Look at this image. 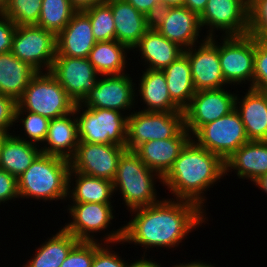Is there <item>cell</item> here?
Returning <instances> with one entry per match:
<instances>
[{"instance_id":"1","label":"cell","mask_w":267,"mask_h":267,"mask_svg":"<svg viewBox=\"0 0 267 267\" xmlns=\"http://www.w3.org/2000/svg\"><path fill=\"white\" fill-rule=\"evenodd\" d=\"M129 213L132 217L123 224L122 244L143 247L141 256H147L153 248L174 251L210 218L197 204L171 197Z\"/></svg>"},{"instance_id":"2","label":"cell","mask_w":267,"mask_h":267,"mask_svg":"<svg viewBox=\"0 0 267 267\" xmlns=\"http://www.w3.org/2000/svg\"><path fill=\"white\" fill-rule=\"evenodd\" d=\"M221 179H226L225 161L191 138L163 177L162 186L173 199L190 201L206 212L207 192Z\"/></svg>"},{"instance_id":"3","label":"cell","mask_w":267,"mask_h":267,"mask_svg":"<svg viewBox=\"0 0 267 267\" xmlns=\"http://www.w3.org/2000/svg\"><path fill=\"white\" fill-rule=\"evenodd\" d=\"M70 161L41 153L17 179L19 199L67 202Z\"/></svg>"},{"instance_id":"4","label":"cell","mask_w":267,"mask_h":267,"mask_svg":"<svg viewBox=\"0 0 267 267\" xmlns=\"http://www.w3.org/2000/svg\"><path fill=\"white\" fill-rule=\"evenodd\" d=\"M112 182L114 193L120 194L119 199L123 201L122 204L128 212L157 203L162 198L157 191L156 183L162 184L163 178L150 170L131 150H125L120 156L117 172Z\"/></svg>"},{"instance_id":"5","label":"cell","mask_w":267,"mask_h":267,"mask_svg":"<svg viewBox=\"0 0 267 267\" xmlns=\"http://www.w3.org/2000/svg\"><path fill=\"white\" fill-rule=\"evenodd\" d=\"M115 207L112 204L102 203H69L66 207L64 205L65 211L67 210L69 214V220L62 227L78 241L100 243L122 241L123 225L121 224L117 229L111 225L116 218ZM110 227H113L111 231L108 230ZM97 234L101 235L100 239Z\"/></svg>"},{"instance_id":"6","label":"cell","mask_w":267,"mask_h":267,"mask_svg":"<svg viewBox=\"0 0 267 267\" xmlns=\"http://www.w3.org/2000/svg\"><path fill=\"white\" fill-rule=\"evenodd\" d=\"M75 102L49 72H37L17 101L16 110L37 113L49 120L74 111Z\"/></svg>"},{"instance_id":"7","label":"cell","mask_w":267,"mask_h":267,"mask_svg":"<svg viewBox=\"0 0 267 267\" xmlns=\"http://www.w3.org/2000/svg\"><path fill=\"white\" fill-rule=\"evenodd\" d=\"M74 112L80 142L126 147V114L116 110L88 108L80 103L75 104Z\"/></svg>"},{"instance_id":"8","label":"cell","mask_w":267,"mask_h":267,"mask_svg":"<svg viewBox=\"0 0 267 267\" xmlns=\"http://www.w3.org/2000/svg\"><path fill=\"white\" fill-rule=\"evenodd\" d=\"M219 60L225 82L229 86L252 88L254 74L255 38L219 36ZM244 84V86H242ZM246 84V85H245ZM240 85V86H239Z\"/></svg>"},{"instance_id":"9","label":"cell","mask_w":267,"mask_h":267,"mask_svg":"<svg viewBox=\"0 0 267 267\" xmlns=\"http://www.w3.org/2000/svg\"><path fill=\"white\" fill-rule=\"evenodd\" d=\"M184 112L134 110L127 118L126 150L147 141L174 138L184 128Z\"/></svg>"},{"instance_id":"10","label":"cell","mask_w":267,"mask_h":267,"mask_svg":"<svg viewBox=\"0 0 267 267\" xmlns=\"http://www.w3.org/2000/svg\"><path fill=\"white\" fill-rule=\"evenodd\" d=\"M191 138L224 161L249 141L244 124L235 109L216 121L201 126Z\"/></svg>"},{"instance_id":"11","label":"cell","mask_w":267,"mask_h":267,"mask_svg":"<svg viewBox=\"0 0 267 267\" xmlns=\"http://www.w3.org/2000/svg\"><path fill=\"white\" fill-rule=\"evenodd\" d=\"M206 37L242 36L249 29V0H208L199 15ZM220 31V32H219Z\"/></svg>"},{"instance_id":"12","label":"cell","mask_w":267,"mask_h":267,"mask_svg":"<svg viewBox=\"0 0 267 267\" xmlns=\"http://www.w3.org/2000/svg\"><path fill=\"white\" fill-rule=\"evenodd\" d=\"M37 72L50 71L57 54L56 35L36 25H19L10 50Z\"/></svg>"},{"instance_id":"13","label":"cell","mask_w":267,"mask_h":267,"mask_svg":"<svg viewBox=\"0 0 267 267\" xmlns=\"http://www.w3.org/2000/svg\"><path fill=\"white\" fill-rule=\"evenodd\" d=\"M131 75L133 74L128 72L121 75H100L96 87L80 104L88 108L116 110L129 116L138 107L135 77L132 78Z\"/></svg>"},{"instance_id":"14","label":"cell","mask_w":267,"mask_h":267,"mask_svg":"<svg viewBox=\"0 0 267 267\" xmlns=\"http://www.w3.org/2000/svg\"><path fill=\"white\" fill-rule=\"evenodd\" d=\"M229 87L195 92L189 105L183 110L184 126L191 136L201 126L216 121L235 109L237 90L232 92L233 86L231 90Z\"/></svg>"},{"instance_id":"15","label":"cell","mask_w":267,"mask_h":267,"mask_svg":"<svg viewBox=\"0 0 267 267\" xmlns=\"http://www.w3.org/2000/svg\"><path fill=\"white\" fill-rule=\"evenodd\" d=\"M152 26L184 50L207 38L202 33L199 15L185 6L162 8L152 20Z\"/></svg>"},{"instance_id":"16","label":"cell","mask_w":267,"mask_h":267,"mask_svg":"<svg viewBox=\"0 0 267 267\" xmlns=\"http://www.w3.org/2000/svg\"><path fill=\"white\" fill-rule=\"evenodd\" d=\"M218 39V40H217ZM184 52L188 56L195 91L228 87L219 60V38L207 37Z\"/></svg>"},{"instance_id":"17","label":"cell","mask_w":267,"mask_h":267,"mask_svg":"<svg viewBox=\"0 0 267 267\" xmlns=\"http://www.w3.org/2000/svg\"><path fill=\"white\" fill-rule=\"evenodd\" d=\"M126 147L116 144L79 142L70 161V171L113 181Z\"/></svg>"},{"instance_id":"18","label":"cell","mask_w":267,"mask_h":267,"mask_svg":"<svg viewBox=\"0 0 267 267\" xmlns=\"http://www.w3.org/2000/svg\"><path fill=\"white\" fill-rule=\"evenodd\" d=\"M49 72L75 103H81L100 78L88 58L56 56Z\"/></svg>"},{"instance_id":"19","label":"cell","mask_w":267,"mask_h":267,"mask_svg":"<svg viewBox=\"0 0 267 267\" xmlns=\"http://www.w3.org/2000/svg\"><path fill=\"white\" fill-rule=\"evenodd\" d=\"M135 82L136 105L142 103L145 112H183L171 99L162 70L143 69ZM141 76V77H140ZM138 85V86H137ZM138 89V90H137ZM140 96V97H138ZM139 98V99H138Z\"/></svg>"},{"instance_id":"20","label":"cell","mask_w":267,"mask_h":267,"mask_svg":"<svg viewBox=\"0 0 267 267\" xmlns=\"http://www.w3.org/2000/svg\"><path fill=\"white\" fill-rule=\"evenodd\" d=\"M190 139L191 135L184 127L174 138L144 142L134 152L150 170L163 178Z\"/></svg>"},{"instance_id":"21","label":"cell","mask_w":267,"mask_h":267,"mask_svg":"<svg viewBox=\"0 0 267 267\" xmlns=\"http://www.w3.org/2000/svg\"><path fill=\"white\" fill-rule=\"evenodd\" d=\"M237 95L235 110L239 114L249 141H267V92L244 89Z\"/></svg>"},{"instance_id":"22","label":"cell","mask_w":267,"mask_h":267,"mask_svg":"<svg viewBox=\"0 0 267 267\" xmlns=\"http://www.w3.org/2000/svg\"><path fill=\"white\" fill-rule=\"evenodd\" d=\"M95 44L89 16L84 11H76L56 36V56L88 58Z\"/></svg>"},{"instance_id":"23","label":"cell","mask_w":267,"mask_h":267,"mask_svg":"<svg viewBox=\"0 0 267 267\" xmlns=\"http://www.w3.org/2000/svg\"><path fill=\"white\" fill-rule=\"evenodd\" d=\"M142 62L144 69L163 70L184 53L179 45L171 42L161 35L155 27L151 26L139 43L131 50Z\"/></svg>"},{"instance_id":"24","label":"cell","mask_w":267,"mask_h":267,"mask_svg":"<svg viewBox=\"0 0 267 267\" xmlns=\"http://www.w3.org/2000/svg\"><path fill=\"white\" fill-rule=\"evenodd\" d=\"M255 182L267 173V141H248L225 161V175Z\"/></svg>"},{"instance_id":"25","label":"cell","mask_w":267,"mask_h":267,"mask_svg":"<svg viewBox=\"0 0 267 267\" xmlns=\"http://www.w3.org/2000/svg\"><path fill=\"white\" fill-rule=\"evenodd\" d=\"M115 22L116 40L132 50L152 26V20L126 0H107Z\"/></svg>"},{"instance_id":"26","label":"cell","mask_w":267,"mask_h":267,"mask_svg":"<svg viewBox=\"0 0 267 267\" xmlns=\"http://www.w3.org/2000/svg\"><path fill=\"white\" fill-rule=\"evenodd\" d=\"M75 112L49 121L47 137L40 147L41 152L70 160L79 144Z\"/></svg>"},{"instance_id":"27","label":"cell","mask_w":267,"mask_h":267,"mask_svg":"<svg viewBox=\"0 0 267 267\" xmlns=\"http://www.w3.org/2000/svg\"><path fill=\"white\" fill-rule=\"evenodd\" d=\"M113 196L115 197L111 180L76 171L69 172L67 203L113 204L115 202Z\"/></svg>"},{"instance_id":"28","label":"cell","mask_w":267,"mask_h":267,"mask_svg":"<svg viewBox=\"0 0 267 267\" xmlns=\"http://www.w3.org/2000/svg\"><path fill=\"white\" fill-rule=\"evenodd\" d=\"M1 168L18 179L42 153L37 145L13 134L0 135Z\"/></svg>"},{"instance_id":"29","label":"cell","mask_w":267,"mask_h":267,"mask_svg":"<svg viewBox=\"0 0 267 267\" xmlns=\"http://www.w3.org/2000/svg\"><path fill=\"white\" fill-rule=\"evenodd\" d=\"M36 73L32 66L21 61L11 51L0 53V94L17 102Z\"/></svg>"},{"instance_id":"30","label":"cell","mask_w":267,"mask_h":267,"mask_svg":"<svg viewBox=\"0 0 267 267\" xmlns=\"http://www.w3.org/2000/svg\"><path fill=\"white\" fill-rule=\"evenodd\" d=\"M42 241L35 247L33 256L21 267H60L71 249L79 242L72 234L62 226L55 234Z\"/></svg>"},{"instance_id":"31","label":"cell","mask_w":267,"mask_h":267,"mask_svg":"<svg viewBox=\"0 0 267 267\" xmlns=\"http://www.w3.org/2000/svg\"><path fill=\"white\" fill-rule=\"evenodd\" d=\"M130 52L126 45L117 40L101 41L96 42L88 59L100 75H121L129 72L131 65L128 61H132L128 58Z\"/></svg>"},{"instance_id":"32","label":"cell","mask_w":267,"mask_h":267,"mask_svg":"<svg viewBox=\"0 0 267 267\" xmlns=\"http://www.w3.org/2000/svg\"><path fill=\"white\" fill-rule=\"evenodd\" d=\"M162 71L172 101L183 111L196 92L187 54L184 52Z\"/></svg>"},{"instance_id":"33","label":"cell","mask_w":267,"mask_h":267,"mask_svg":"<svg viewBox=\"0 0 267 267\" xmlns=\"http://www.w3.org/2000/svg\"><path fill=\"white\" fill-rule=\"evenodd\" d=\"M49 121L48 118L37 113L25 110H15V124L12 134L27 143L41 147L47 137ZM15 126H17V128H15ZM19 126L21 127L19 128L21 132L17 130Z\"/></svg>"},{"instance_id":"34","label":"cell","mask_w":267,"mask_h":267,"mask_svg":"<svg viewBox=\"0 0 267 267\" xmlns=\"http://www.w3.org/2000/svg\"><path fill=\"white\" fill-rule=\"evenodd\" d=\"M76 11L70 0H42L40 18L36 26L57 36L70 22Z\"/></svg>"},{"instance_id":"35","label":"cell","mask_w":267,"mask_h":267,"mask_svg":"<svg viewBox=\"0 0 267 267\" xmlns=\"http://www.w3.org/2000/svg\"><path fill=\"white\" fill-rule=\"evenodd\" d=\"M90 19L96 42L116 40L115 22L110 4L106 1L83 10Z\"/></svg>"},{"instance_id":"36","label":"cell","mask_w":267,"mask_h":267,"mask_svg":"<svg viewBox=\"0 0 267 267\" xmlns=\"http://www.w3.org/2000/svg\"><path fill=\"white\" fill-rule=\"evenodd\" d=\"M42 0H7L5 15L16 25H36Z\"/></svg>"},{"instance_id":"37","label":"cell","mask_w":267,"mask_h":267,"mask_svg":"<svg viewBox=\"0 0 267 267\" xmlns=\"http://www.w3.org/2000/svg\"><path fill=\"white\" fill-rule=\"evenodd\" d=\"M248 34L258 41L267 42V0H249Z\"/></svg>"},{"instance_id":"38","label":"cell","mask_w":267,"mask_h":267,"mask_svg":"<svg viewBox=\"0 0 267 267\" xmlns=\"http://www.w3.org/2000/svg\"><path fill=\"white\" fill-rule=\"evenodd\" d=\"M122 245V241L115 243L95 242V254L92 267H129L130 262L125 260L119 252L114 251V247ZM120 255V256H119Z\"/></svg>"},{"instance_id":"39","label":"cell","mask_w":267,"mask_h":267,"mask_svg":"<svg viewBox=\"0 0 267 267\" xmlns=\"http://www.w3.org/2000/svg\"><path fill=\"white\" fill-rule=\"evenodd\" d=\"M252 89L267 92V42L256 39Z\"/></svg>"},{"instance_id":"40","label":"cell","mask_w":267,"mask_h":267,"mask_svg":"<svg viewBox=\"0 0 267 267\" xmlns=\"http://www.w3.org/2000/svg\"><path fill=\"white\" fill-rule=\"evenodd\" d=\"M94 254L95 242L79 241L60 267H92Z\"/></svg>"},{"instance_id":"41","label":"cell","mask_w":267,"mask_h":267,"mask_svg":"<svg viewBox=\"0 0 267 267\" xmlns=\"http://www.w3.org/2000/svg\"><path fill=\"white\" fill-rule=\"evenodd\" d=\"M16 106L13 98L0 94V135L12 134Z\"/></svg>"},{"instance_id":"42","label":"cell","mask_w":267,"mask_h":267,"mask_svg":"<svg viewBox=\"0 0 267 267\" xmlns=\"http://www.w3.org/2000/svg\"><path fill=\"white\" fill-rule=\"evenodd\" d=\"M16 200L19 201L17 178L0 169V205L8 204L9 201L13 203Z\"/></svg>"},{"instance_id":"43","label":"cell","mask_w":267,"mask_h":267,"mask_svg":"<svg viewBox=\"0 0 267 267\" xmlns=\"http://www.w3.org/2000/svg\"><path fill=\"white\" fill-rule=\"evenodd\" d=\"M16 25L5 15H0V53L10 52Z\"/></svg>"},{"instance_id":"44","label":"cell","mask_w":267,"mask_h":267,"mask_svg":"<svg viewBox=\"0 0 267 267\" xmlns=\"http://www.w3.org/2000/svg\"><path fill=\"white\" fill-rule=\"evenodd\" d=\"M137 11L153 20L157 13L162 9L160 0H126Z\"/></svg>"},{"instance_id":"45","label":"cell","mask_w":267,"mask_h":267,"mask_svg":"<svg viewBox=\"0 0 267 267\" xmlns=\"http://www.w3.org/2000/svg\"><path fill=\"white\" fill-rule=\"evenodd\" d=\"M150 257L151 256H149V258L147 256H140L139 258L137 256L136 260H130L129 267H164V265L155 261L156 258L153 259V256L151 258Z\"/></svg>"},{"instance_id":"46","label":"cell","mask_w":267,"mask_h":267,"mask_svg":"<svg viewBox=\"0 0 267 267\" xmlns=\"http://www.w3.org/2000/svg\"><path fill=\"white\" fill-rule=\"evenodd\" d=\"M207 2L208 0H184V6L200 15L204 11Z\"/></svg>"},{"instance_id":"47","label":"cell","mask_w":267,"mask_h":267,"mask_svg":"<svg viewBox=\"0 0 267 267\" xmlns=\"http://www.w3.org/2000/svg\"><path fill=\"white\" fill-rule=\"evenodd\" d=\"M107 0H70L71 4L77 11H83L91 6L106 2Z\"/></svg>"},{"instance_id":"48","label":"cell","mask_w":267,"mask_h":267,"mask_svg":"<svg viewBox=\"0 0 267 267\" xmlns=\"http://www.w3.org/2000/svg\"><path fill=\"white\" fill-rule=\"evenodd\" d=\"M209 261H205L204 262V260H201V259H197V260H195L194 259V261H190V262H178L177 264H175V262L173 263V265L172 266H170V267H216L217 265L216 264H212L211 262H209ZM175 264V265H174Z\"/></svg>"},{"instance_id":"49","label":"cell","mask_w":267,"mask_h":267,"mask_svg":"<svg viewBox=\"0 0 267 267\" xmlns=\"http://www.w3.org/2000/svg\"><path fill=\"white\" fill-rule=\"evenodd\" d=\"M254 186L259 188L264 194L267 195V173L261 175L255 182H253ZM267 197V196H266Z\"/></svg>"},{"instance_id":"50","label":"cell","mask_w":267,"mask_h":267,"mask_svg":"<svg viewBox=\"0 0 267 267\" xmlns=\"http://www.w3.org/2000/svg\"><path fill=\"white\" fill-rule=\"evenodd\" d=\"M161 7H177L184 6V0H160Z\"/></svg>"},{"instance_id":"51","label":"cell","mask_w":267,"mask_h":267,"mask_svg":"<svg viewBox=\"0 0 267 267\" xmlns=\"http://www.w3.org/2000/svg\"><path fill=\"white\" fill-rule=\"evenodd\" d=\"M7 0H0V15H3L6 10Z\"/></svg>"},{"instance_id":"52","label":"cell","mask_w":267,"mask_h":267,"mask_svg":"<svg viewBox=\"0 0 267 267\" xmlns=\"http://www.w3.org/2000/svg\"><path fill=\"white\" fill-rule=\"evenodd\" d=\"M0 169H2V168H1V152H0Z\"/></svg>"}]
</instances>
